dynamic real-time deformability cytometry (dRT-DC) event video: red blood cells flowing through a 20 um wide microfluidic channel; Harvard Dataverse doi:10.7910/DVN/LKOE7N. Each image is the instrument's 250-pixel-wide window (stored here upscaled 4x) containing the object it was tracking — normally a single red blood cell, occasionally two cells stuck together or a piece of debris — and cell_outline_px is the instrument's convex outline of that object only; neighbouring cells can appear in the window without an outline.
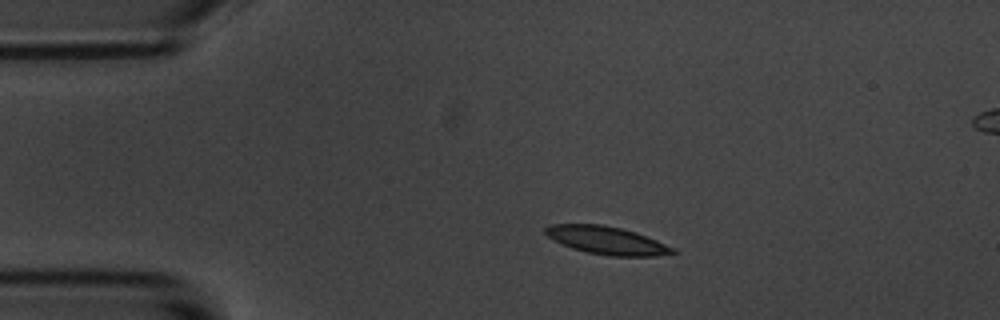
{"species": "common noctule bat (a hibernating species)", "species_latin": "Nyctalus noctula", "temperature_condition": "room temperature", "stored_images_in_passage": 48, "segment_of_instrument_passage": [1, 2], "camera_frame_rate_fps": 3000, "um_per_image_px": 0.085, "animal": {"sex": "male", "body_mass_g": 20.1, "forearm_length_mm": 53.5}, "frame": {"image": 1, "passage_image": 1, "time_ms": 0.0, "image_size_px": [1000, 320], "cell_outline_px": [[680, 252], [656, 256], [608, 256], [588, 252], [572, 248], [548, 236], [544, 232], [544, 228], [548, 224], [604, 224], [636, 232], [676, 248]], "centroid_in_image_um": [51.62, 20.43], "position_along_channel_um": 33.4, "area_um2": 20.69}}
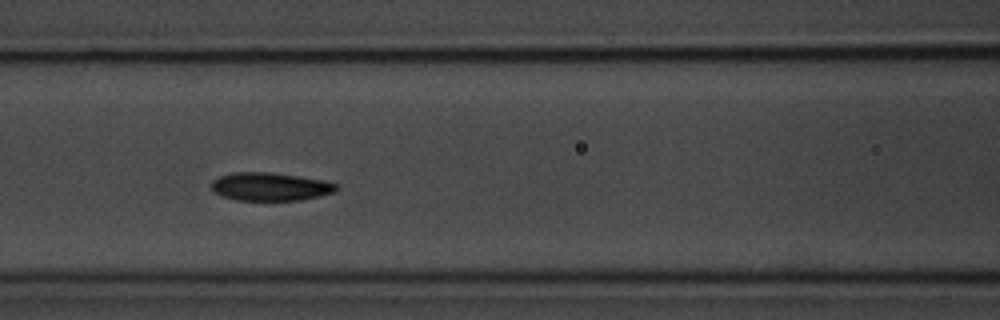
{"frame": {"image": 2, "passage_image": 14, "time_ms": 4.333, "image_size_px": [1000, 320], "cell_outline_px": [[340, 188], [332, 192], [320, 196], [300, 200], [236, 200], [212, 192], [212, 180], [220, 176], [232, 172], [272, 172], [300, 176], [324, 180], [336, 184]], "centroid_in_image_um": [22.96, 15.85], "position_along_channel_um": 143.6, "area_um2": 20.58}}
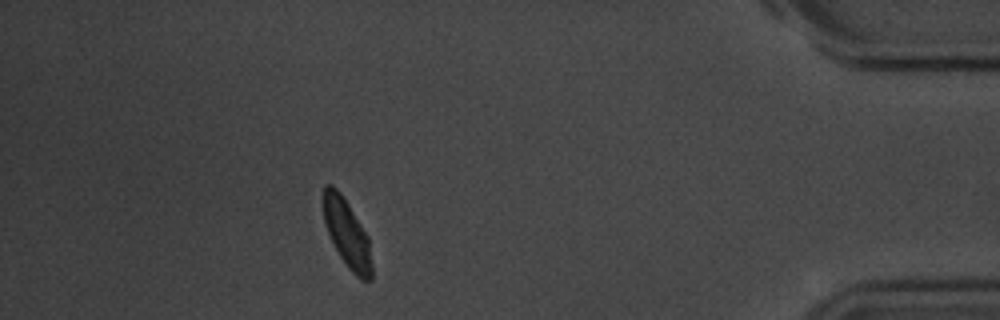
{"frame": {"image": 3, "passage_image": 41, "time_ms": 13.333, "image_size_px": [1000, 320], "cell_outline_px": [[372, 280], [360, 280], [348, 268], [340, 256], [328, 232], [324, 220], [320, 204], [324, 184], [332, 184], [340, 192], [348, 204], [368, 236], [372, 264]], "centroid_in_image_um": [29.46, 19.8], "position_along_channel_um": 405.7, "area_um2": 19.42}}